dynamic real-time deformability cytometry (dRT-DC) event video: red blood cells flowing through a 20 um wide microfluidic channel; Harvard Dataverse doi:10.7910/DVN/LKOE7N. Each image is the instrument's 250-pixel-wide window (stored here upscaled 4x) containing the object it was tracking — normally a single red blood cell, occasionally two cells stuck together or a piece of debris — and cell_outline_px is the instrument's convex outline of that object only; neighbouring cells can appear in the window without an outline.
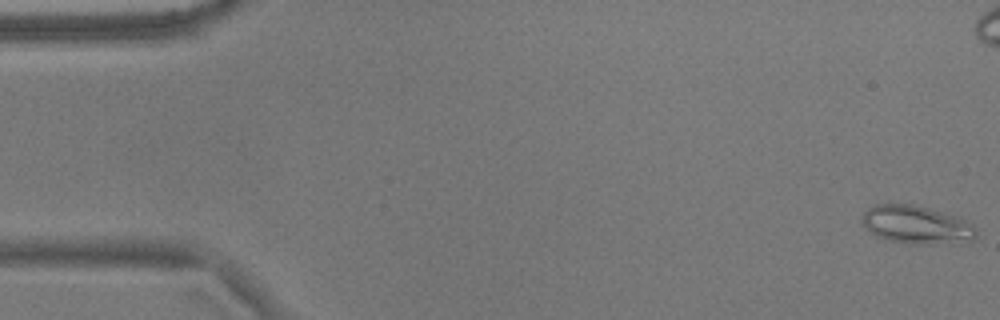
{"species": "common noctule bat (a hibernating species)", "species_latin": "Nyctalus noctula", "temperature_condition": "warm", "stored_images_in_passage": 14, "camera_frame_rate_fps": 3000, "um_per_image_px": 0.085, "animal": {"sex": "male", "body_mass_g": 17.9}, "frame": {"image": 1, "passage_image": 1, "time_ms": 0.0, "image_size_px": [1000, 320], "cell_outline_px": [[976, 236], [972, 240], [928, 244], [912, 244], [888, 240], [876, 236], [864, 228], [860, 220], [864, 212], [868, 208], [876, 204], [912, 204], [928, 208], [956, 216], [972, 224], [976, 228]], "centroid_in_image_um": [77.84, 19.1], "position_along_channel_um": 7.2, "area_um2": 25.26}}